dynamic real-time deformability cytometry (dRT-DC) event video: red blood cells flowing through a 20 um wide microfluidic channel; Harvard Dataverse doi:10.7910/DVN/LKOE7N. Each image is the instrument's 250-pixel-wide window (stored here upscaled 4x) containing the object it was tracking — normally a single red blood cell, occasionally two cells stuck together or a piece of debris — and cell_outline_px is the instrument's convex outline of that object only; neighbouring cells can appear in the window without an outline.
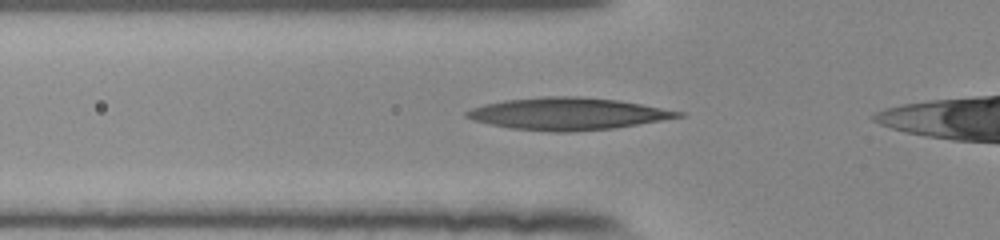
{"species": "human", "species_latin": "Homo sapiens", "temperature_condition": "room temperature", "stored_images_in_passage": 30, "camera_frame_rate_fps": 3000, "um_per_image_px": 0.085, "donor": {"sex": "female"}, "frame": {"image": 1, "passage_image": 2, "time_ms": 0.333, "image_size_px": [1000, 240], "cell_outline_px": [[684, 116], [616, 128], [568, 132], [552, 132], [512, 128], [472, 120], [464, 116], [464, 112], [472, 108], [484, 104], [504, 100], [544, 96], [580, 96], [616, 100], [640, 104], [684, 112]], "centroid_in_image_um": [48.23, 9.67], "position_along_channel_um": 77.6, "area_um2": 39.42}}
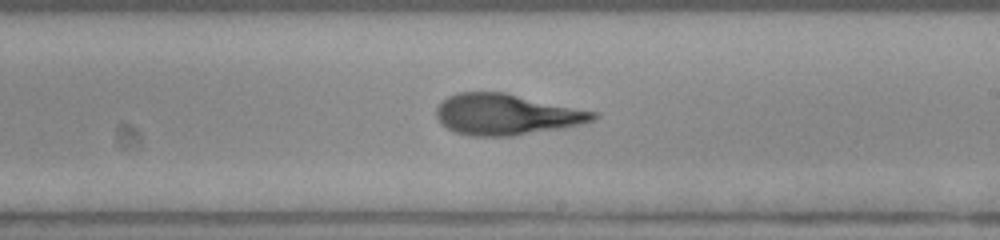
{"frame": {"image": 2, "passage_image": 15, "time_ms": 4.667, "image_size_px": [1000, 240], "cell_outline_px": [[600, 116], [592, 120], [580, 124], [564, 128], [512, 136], [472, 136], [456, 132], [448, 128], [436, 116], [436, 108], [448, 96], [460, 92], [504, 92], [600, 112]], "centroid_in_image_um": [43.1, 9.72], "position_along_channel_um": 245.9, "area_um2": 37.45}}
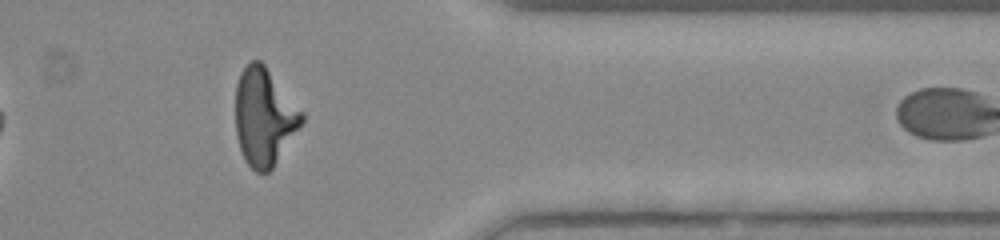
{"frame": {"image": 3, "passage_image": 27, "time_ms": 8.667, "image_size_px": [1000, 240], "cell_outline_px": [[304, 124], [272, 168], [268, 172], [256, 172], [244, 160], [236, 136], [236, 84], [240, 72], [252, 60], [260, 60], [264, 64], [304, 112]], "centroid_in_image_um": [22.48, 9.94], "position_along_channel_um": 388.9, "area_um2": 37.86}, "authors_computed_cell_mechanics": {"area_um2": 37.3966, "velocity_mm_per_s": 3.8909, "shape_relaxation_time_tau1_ms": 6.4006, "shape_relaxation_time_tau2_ms": 1.5845, "deformation_change_tau1": 0.2676, "deformation_change_tau2": 0.111}}